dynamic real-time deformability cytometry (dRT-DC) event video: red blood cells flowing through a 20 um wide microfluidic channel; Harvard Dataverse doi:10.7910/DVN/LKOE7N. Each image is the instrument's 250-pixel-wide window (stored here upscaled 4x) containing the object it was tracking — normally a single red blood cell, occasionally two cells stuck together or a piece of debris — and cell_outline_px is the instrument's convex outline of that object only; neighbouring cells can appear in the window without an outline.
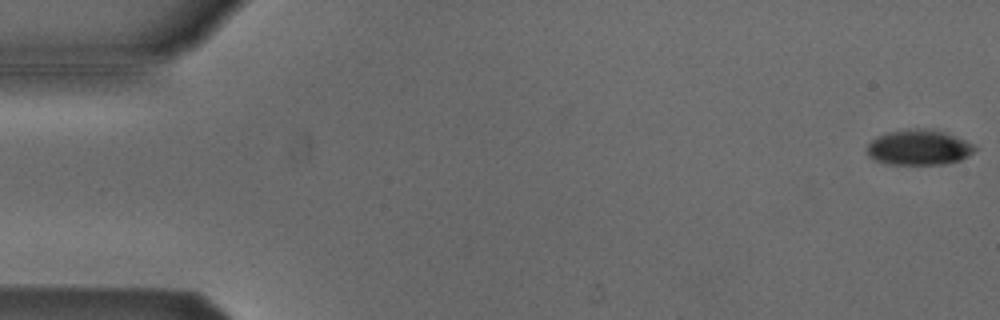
{"species": "Egyptian fruit bat (a non-hibernating species)", "species_latin": "Rousettus aegyptiacus", "temperature_condition": "cold", "stored_images_in_passage": 54, "camera_frame_rate_fps": 3000, "um_per_image_px": 0.085, "animal": {"sex": "male"}, "frame": {"image": 1, "passage_image": 1, "time_ms": 0.0, "image_size_px": [1000, 320], "cell_outline_px": [[976, 148], [968, 156], [960, 160], [944, 164], [888, 164], [876, 160], [868, 156], [868, 144], [876, 136], [888, 132], [908, 128], [928, 128], [944, 132], [964, 140], [972, 144]], "centroid_in_image_um": [78.08, 12.52], "position_along_channel_um": 6.9, "area_um2": 22.08}}
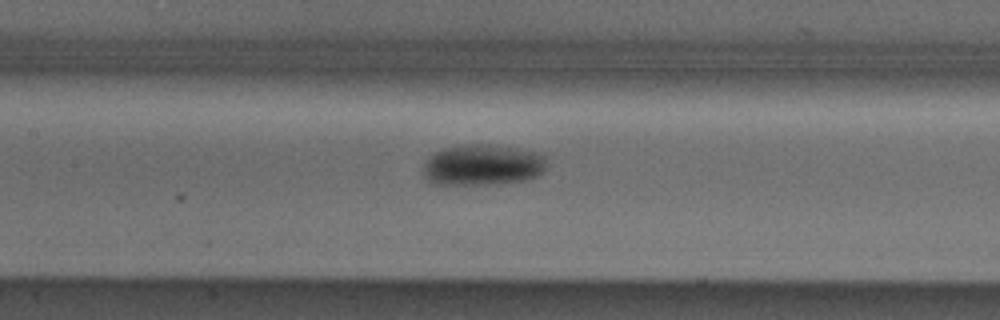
{"frame": {"image": 2, "passage_image": 25, "time_ms": 8.0, "image_size_px": [1000, 320], "cell_outline_px": [[544, 168], [536, 176], [524, 180], [496, 184], [436, 184], [428, 180], [424, 176], [424, 160], [432, 152], [440, 148], [464, 144], [488, 144], [516, 148], [536, 152], [544, 156]], "centroid_in_image_um": [40.94, 14.0], "position_along_channel_um": 166.5, "area_um2": 29.54}}
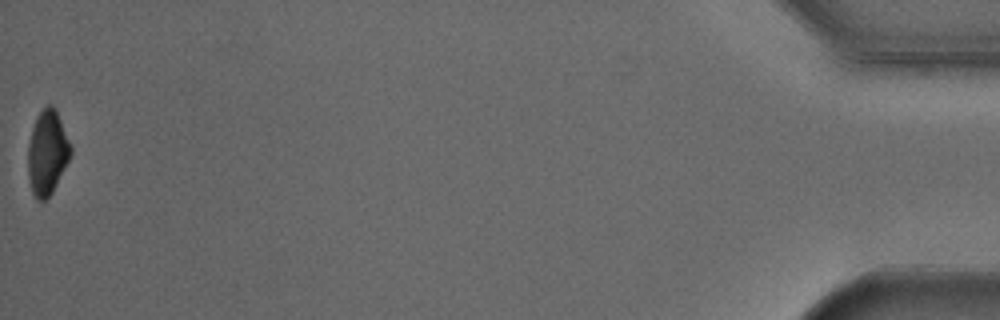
{"frame": {"image": 3, "passage_image": 54, "time_ms": 17.667, "image_size_px": [1000, 320], "cell_outline_px": [[72, 152], [52, 192], [44, 200], [36, 200], [32, 192], [28, 176], [28, 144], [32, 128], [36, 116], [48, 104], [52, 104], [56, 108], [72, 144]], "centroid_in_image_um": [4.03, 12.92], "position_along_channel_um": 431.2, "area_um2": 21.1}, "authors_computed_cell_mechanics": {"area_um2": 24.7673, "velocity_mm_per_s": 3.8159, "shape_relaxation_time_tau1_ms": 2.4668, "shape_relaxation_time_tau2_ms": null, "deformation_change_tau1": 0.0948, "deformation_change_tau2": null}}